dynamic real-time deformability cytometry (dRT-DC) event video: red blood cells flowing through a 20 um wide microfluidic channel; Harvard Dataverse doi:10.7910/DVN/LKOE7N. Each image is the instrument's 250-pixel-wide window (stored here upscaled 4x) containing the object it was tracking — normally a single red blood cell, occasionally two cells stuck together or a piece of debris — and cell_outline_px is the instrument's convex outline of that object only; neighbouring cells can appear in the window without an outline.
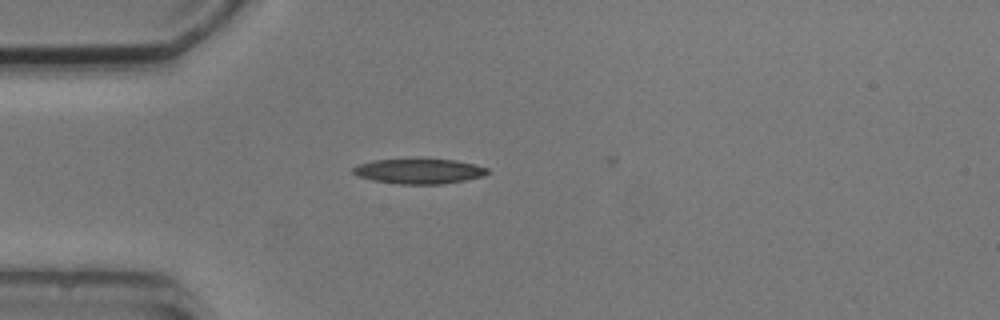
{"species": "common noctule bat (a hibernating species)", "species_latin": "Nyctalus noctula", "temperature_condition": "cold", "stored_images_in_passage": 4, "camera_frame_rate_fps": 3000, "um_per_image_px": 0.085, "animal": {"sex": "male", "body_mass_g": 20.5, "forearm_length_mm": 52.5}, "frame": {"image": 1, "passage_image": 3, "time_ms": 3.0, "image_size_px": [1000, 320], "cell_outline_px": [[488, 172], [484, 176], [444, 184], [396, 184], [372, 180], [360, 176], [352, 172], [352, 168], [360, 164], [372, 160], [456, 160], [488, 168]], "centroid_in_image_um": [35.62, 14.57], "position_along_channel_um": 49.4, "area_um2": 19.25}}